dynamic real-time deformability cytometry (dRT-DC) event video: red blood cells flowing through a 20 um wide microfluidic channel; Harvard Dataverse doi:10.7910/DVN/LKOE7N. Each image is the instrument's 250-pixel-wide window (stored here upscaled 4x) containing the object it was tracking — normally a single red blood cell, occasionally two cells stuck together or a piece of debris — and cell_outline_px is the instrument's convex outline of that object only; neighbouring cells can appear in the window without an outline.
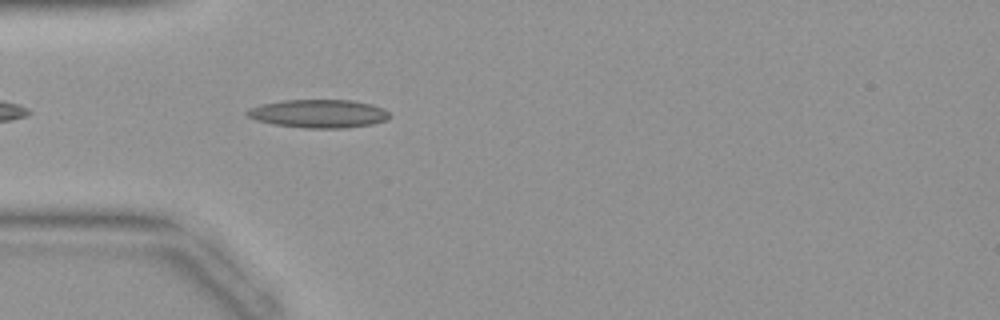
{"species": "common noctule bat (a hibernating species)", "species_latin": "Nyctalus noctula", "temperature_condition": "warm", "stored_images_in_passage": 27, "camera_frame_rate_fps": 3000, "um_per_image_px": 0.085, "animal": {"sex": "female", "body_mass_g": 19.9}, "frame": {"image": 1, "passage_image": 1, "time_ms": 0.0, "image_size_px": [1000, 320], "cell_outline_px": [[392, 116], [388, 120], [372, 124], [344, 128], [304, 128], [272, 124], [256, 120], [248, 116], [244, 112], [248, 108], [260, 104], [280, 100], [352, 100], [372, 104], [384, 108]], "centroid_in_image_um": [27.08, 9.65], "position_along_channel_um": 57.9, "area_um2": 23.81}}
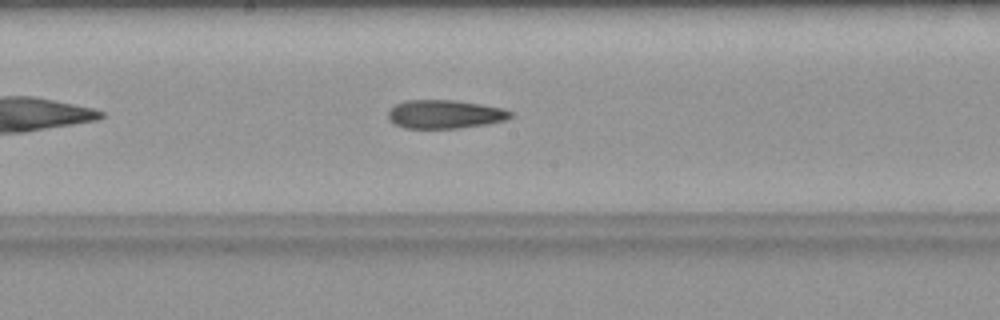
{"frame": {"image": 2, "passage_image": 11, "time_ms": 3.333, "image_size_px": [1000, 320], "cell_outline_px": [[512, 116], [508, 120], [484, 124], [456, 128], [404, 128], [388, 120], [388, 108], [404, 100], [456, 100], [504, 108], [512, 112]], "centroid_in_image_um": [37.79, 9.7], "position_along_channel_um": 210.4, "area_um2": 20.46}}
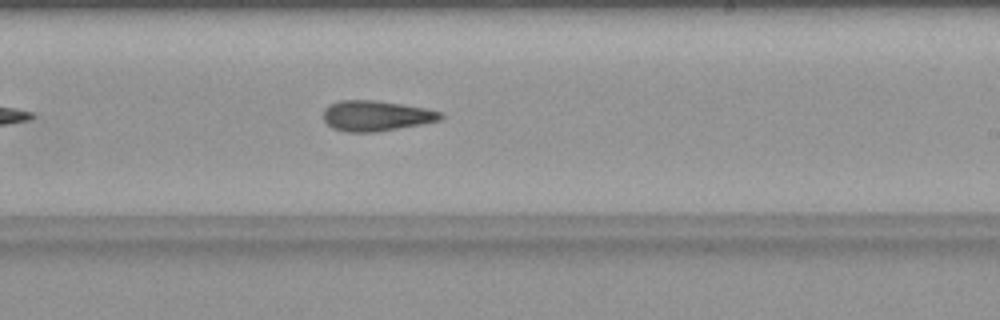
{"frame": {"image": 3, "passage_image": 14, "time_ms": 4.333, "image_size_px": [1000, 320], "cell_outline_px": [[444, 116], [440, 120], [420, 124], [376, 132], [348, 132], [332, 128], [324, 120], [324, 108], [328, 104], [340, 100], [376, 100], [424, 108], [444, 112]], "centroid_in_image_um": [31.95, 9.84], "position_along_channel_um": 257.1, "area_um2": 20.75}}